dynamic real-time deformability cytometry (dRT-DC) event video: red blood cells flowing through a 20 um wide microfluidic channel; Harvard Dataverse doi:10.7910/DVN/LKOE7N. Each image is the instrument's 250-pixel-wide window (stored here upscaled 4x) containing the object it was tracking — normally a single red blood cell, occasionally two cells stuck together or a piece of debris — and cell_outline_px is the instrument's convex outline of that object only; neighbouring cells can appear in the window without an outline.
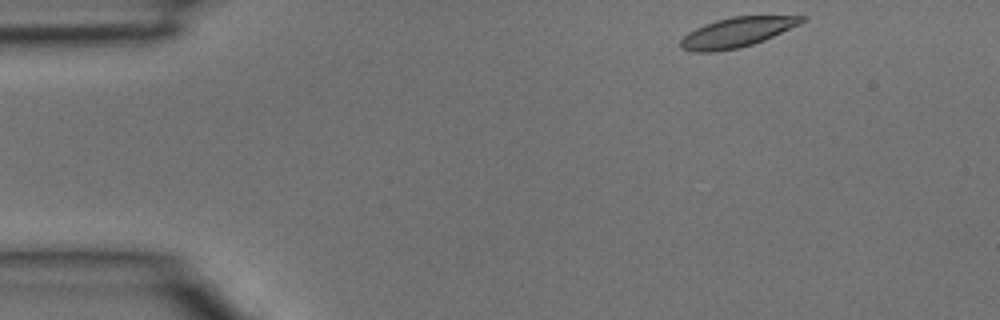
{"species": "common noctule bat (a hibernating species)", "species_latin": "Nyctalus noctula", "temperature_condition": "room temperature", "stored_images_in_passage": 26, "camera_frame_rate_fps": 3000, "um_per_image_px": 0.085, "animal": {"sex": "male", "body_mass_g": 15.6}, "frame": {"image": 1, "passage_image": 1, "time_ms": 0.0, "image_size_px": [1000, 320], "cell_outline_px": [[808, 20], [800, 24], [764, 40], [740, 48], [716, 52], [696, 52], [680, 48], [680, 40], [688, 32], [704, 24], [716, 20], [732, 16], [808, 16]], "centroid_in_image_um": [62.64, 2.75], "position_along_channel_um": 22.4, "area_um2": 21.1}}
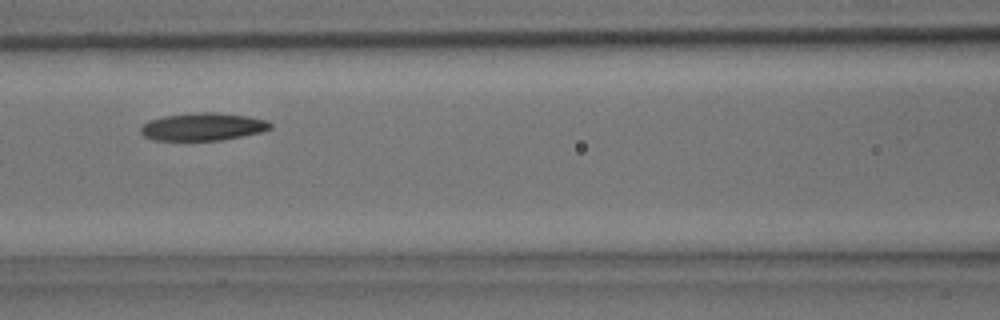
{"frame": {"image": 2, "passage_image": 13, "time_ms": 4.0, "image_size_px": [1000, 320], "cell_outline_px": [[272, 128], [260, 132], [220, 140], [156, 140], [144, 136], [140, 132], [140, 128], [148, 120], [164, 116], [196, 112], [216, 112], [248, 116], [268, 120], [272, 124]], "centroid_in_image_um": [17.25, 10.76], "position_along_channel_um": 149.4, "area_um2": 20.87}}
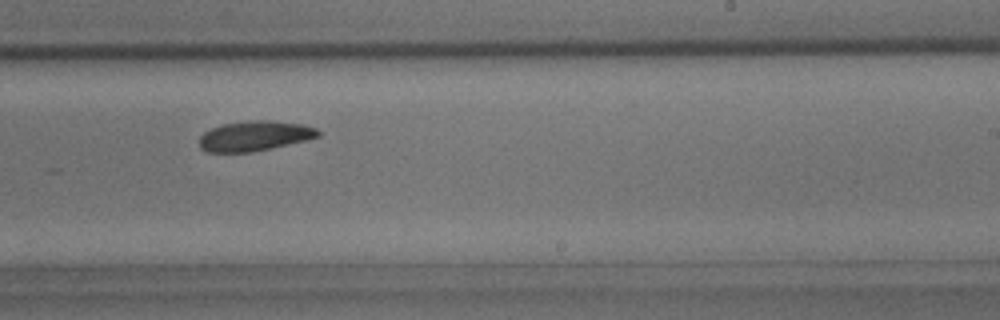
{"frame": {"image": 3, "passage_image": 20, "time_ms": 6.333, "image_size_px": [1000, 320], "cell_outline_px": [[320, 136], [308, 140], [252, 152], [208, 152], [200, 148], [200, 136], [204, 132], [212, 128], [224, 124], [248, 120], [268, 120], [304, 124], [316, 128], [320, 132]], "centroid_in_image_um": [21.67, 11.55], "position_along_channel_um": 267.3, "area_um2": 20.81}}